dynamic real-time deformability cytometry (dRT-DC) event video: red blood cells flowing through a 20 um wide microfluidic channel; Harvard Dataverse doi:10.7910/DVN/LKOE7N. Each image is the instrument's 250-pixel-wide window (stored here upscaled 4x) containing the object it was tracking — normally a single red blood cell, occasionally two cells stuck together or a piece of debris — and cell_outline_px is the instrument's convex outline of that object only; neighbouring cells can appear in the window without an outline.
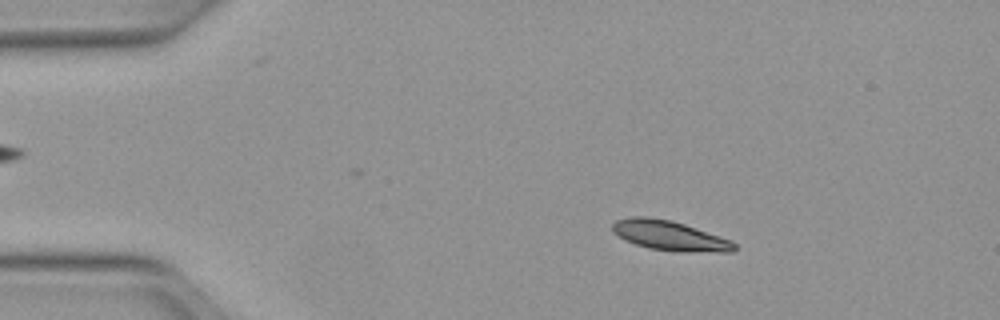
{"species": "Egyptian fruit bat (a non-hibernating species)", "species_latin": "Rousettus aegyptiacus", "temperature_condition": "warm", "stored_images_in_passage": 15, "camera_frame_rate_fps": 3000, "um_per_image_px": 0.085, "animal": {"sex": "female"}, "frame": {"image": 1, "passage_image": 8, "time_ms": 2.333, "image_size_px": [1000, 320], "cell_outline_px": [[736, 248], [732, 252], [676, 252], [648, 248], [624, 240], [612, 232], [612, 224], [616, 220], [632, 216], [648, 216], [672, 220], [732, 240], [736, 244]], "centroid_in_image_um": [56.91, 20.03], "position_along_channel_um": 28.1, "area_um2": 21.44}}